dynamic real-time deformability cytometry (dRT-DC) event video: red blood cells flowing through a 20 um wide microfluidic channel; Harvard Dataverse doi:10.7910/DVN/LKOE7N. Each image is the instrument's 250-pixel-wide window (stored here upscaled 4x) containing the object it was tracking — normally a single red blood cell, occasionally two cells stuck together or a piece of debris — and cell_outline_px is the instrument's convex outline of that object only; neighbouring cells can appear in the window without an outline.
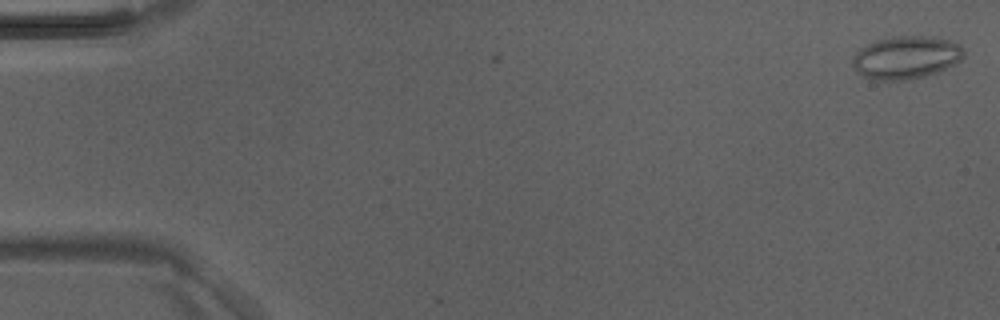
{"species": "Egyptian fruit bat (a non-hibernating species)", "species_latin": "Rousettus aegyptiacus", "temperature_condition": "room temperature", "stored_images_in_passage": 3, "camera_frame_rate_fps": 3000, "um_per_image_px": 0.085, "animal": {"sex": "male"}, "frame": {"image": 1, "passage_image": 1, "time_ms": 0.0, "image_size_px": [1000, 320], "cell_outline_px": [[964, 56], [956, 64], [936, 72], [924, 76], [888, 84], [864, 76], [852, 68], [852, 56], [860, 48], [876, 40], [892, 36], [928, 36], [948, 40], [960, 44], [964, 48]], "centroid_in_image_um": [76.99, 4.91], "position_along_channel_um": 8.0, "area_um2": 28.32}}